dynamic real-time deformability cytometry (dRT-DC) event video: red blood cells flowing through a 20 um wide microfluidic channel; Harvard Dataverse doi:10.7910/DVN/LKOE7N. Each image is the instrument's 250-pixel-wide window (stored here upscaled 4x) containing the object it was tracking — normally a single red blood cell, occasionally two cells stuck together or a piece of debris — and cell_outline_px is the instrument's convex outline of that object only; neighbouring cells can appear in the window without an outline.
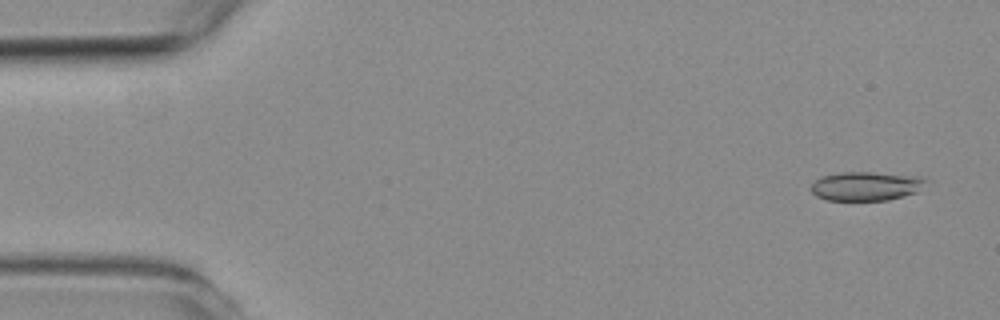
{"species": "common noctule bat (a hibernating species)", "species_latin": "Nyctalus noctula", "temperature_condition": "room temperature", "stored_images_in_passage": 5, "camera_frame_rate_fps": 3000, "um_per_image_px": 0.085, "animal": {"sex": "female", "body_mass_g": 19.3, "forearm_length_mm": 54.1}, "frame": {"image": 1, "passage_image": 1, "time_ms": 0.0, "image_size_px": [1000, 320], "cell_outline_px": [[928, 180], [916, 192], [904, 196], [888, 200], [828, 200], [816, 196], [812, 192], [812, 184], [820, 176], [840, 172], [872, 172], [924, 176]], "centroid_in_image_um": [73.63, 15.81], "position_along_channel_um": 11.4, "area_um2": 19.48}}
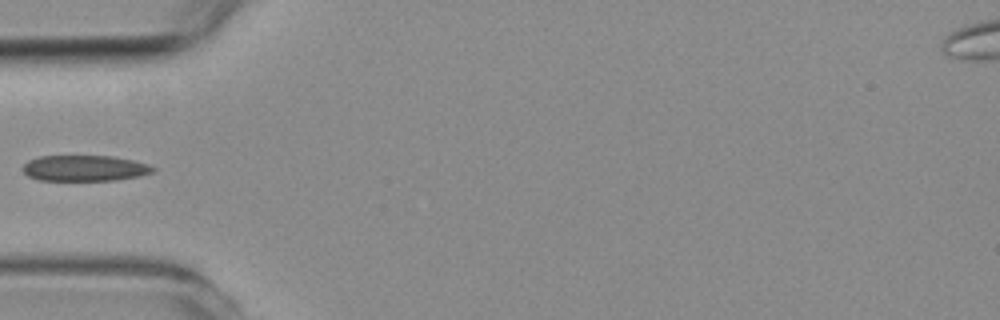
{"frame": {"image": 2, "passage_image": 4, "time_ms": 5.0, "image_size_px": [1000, 320], "cell_outline_px": [[156, 168], [152, 172], [140, 176], [116, 180], [40, 180], [28, 176], [20, 168], [28, 160], [40, 156], [112, 156], [132, 160], [148, 164]], "centroid_in_image_um": [7.18, 14.29], "position_along_channel_um": 77.8, "area_um2": 19.59}}
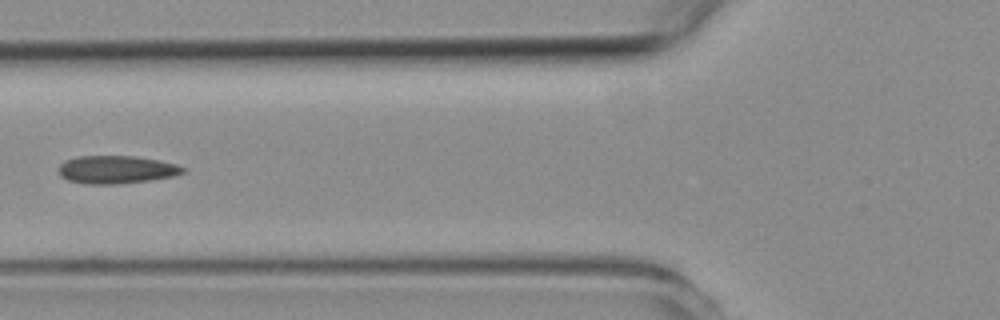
{"frame": {"image": 3, "passage_image": 5, "time_ms": 6.0, "image_size_px": [1000, 320], "cell_outline_px": [[184, 172], [176, 176], [152, 180], [120, 184], [84, 184], [68, 180], [60, 176], [56, 168], [64, 160], [76, 156], [132, 156], [160, 160], [176, 164], [184, 168]], "centroid_in_image_um": [9.85, 14.42], "position_along_channel_um": 115.9, "area_um2": 20.58}}